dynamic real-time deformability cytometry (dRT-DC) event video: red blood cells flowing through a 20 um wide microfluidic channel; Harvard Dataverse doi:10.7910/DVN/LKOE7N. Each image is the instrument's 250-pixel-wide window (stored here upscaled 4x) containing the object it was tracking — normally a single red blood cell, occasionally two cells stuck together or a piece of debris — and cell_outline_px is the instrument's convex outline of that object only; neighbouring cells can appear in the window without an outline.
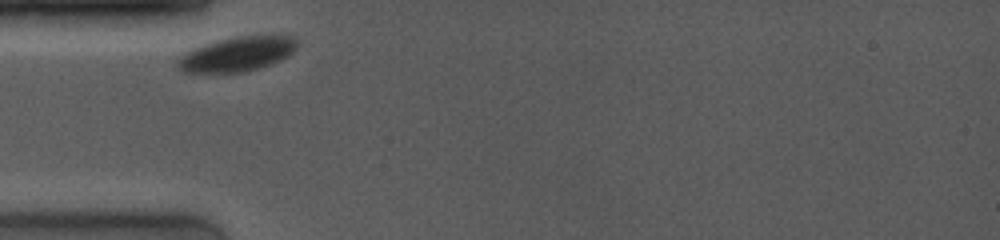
{"species": "common noctule bat (a hibernating species)", "species_latin": "Nyctalus noctula", "temperature_condition": "room temperature", "stored_images_in_passage": 9, "camera_frame_rate_fps": 4000, "um_per_image_px": 0.085, "animal": {"sex": "female", "body_mass_g": 19.0, "forearm_length_mm": 53.3}, "frame": {"image": 1, "passage_image": 1, "time_ms": 0.0, "image_size_px": [1000, 240], "cell_outline_px": [[296, 48], [288, 56], [280, 60], [260, 68], [244, 72], [184, 72], [176, 64], [176, 60], [184, 52], [192, 48], [204, 44], [236, 36], [292, 36], [296, 40]], "centroid_in_image_um": [20.12, 4.6], "position_along_channel_um": 64.9, "area_um2": 23.81}}